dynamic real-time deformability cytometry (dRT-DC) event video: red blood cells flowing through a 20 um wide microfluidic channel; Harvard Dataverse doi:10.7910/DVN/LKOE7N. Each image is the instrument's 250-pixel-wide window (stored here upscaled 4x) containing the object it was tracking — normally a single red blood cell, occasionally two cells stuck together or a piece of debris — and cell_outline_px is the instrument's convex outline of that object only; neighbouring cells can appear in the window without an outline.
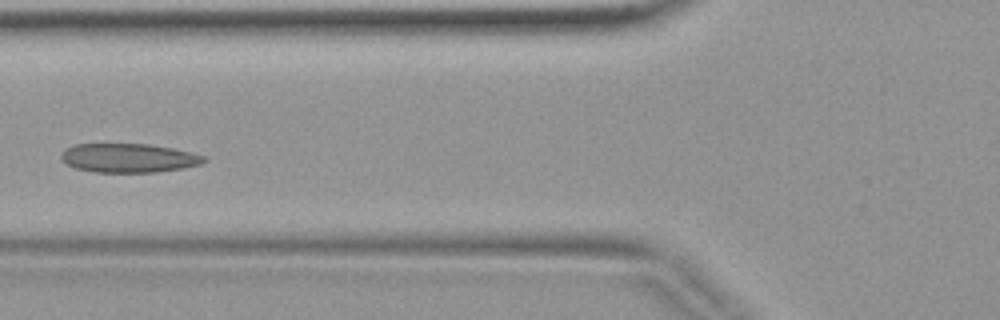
{"species": "common noctule bat (a hibernating species)", "species_latin": "Nyctalus noctula", "temperature_condition": "warm", "stored_images_in_passage": 4, "camera_frame_rate_fps": 3000, "um_per_image_px": 0.085, "animal": {"sex": "female", "body_mass_g": 19.9}, "frame": {"image": 1, "passage_image": 4, "time_ms": 1.0, "image_size_px": [1000, 320], "cell_outline_px": [[208, 160], [200, 164], [184, 168], [156, 172], [96, 172], [76, 168], [64, 164], [60, 156], [64, 148], [72, 144], [148, 144], [172, 148], [192, 152], [204, 156]], "centroid_in_image_um": [10.91, 13.42], "position_along_channel_um": 114.9, "area_um2": 24.28}}